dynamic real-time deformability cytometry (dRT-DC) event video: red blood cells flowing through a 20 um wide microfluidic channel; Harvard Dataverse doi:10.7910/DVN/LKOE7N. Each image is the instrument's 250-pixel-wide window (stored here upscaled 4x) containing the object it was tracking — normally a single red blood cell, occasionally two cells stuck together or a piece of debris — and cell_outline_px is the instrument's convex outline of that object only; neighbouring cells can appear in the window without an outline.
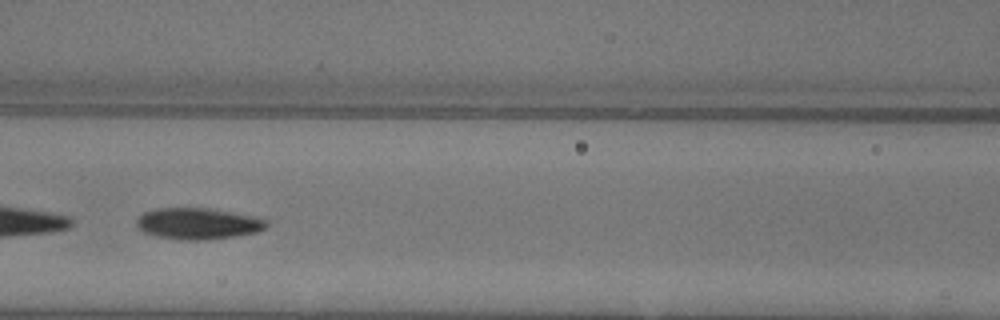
{"species": "common noctule bat (a hibernating species)", "species_latin": "Nyctalus noctula", "temperature_condition": "warm", "stored_images_in_passage": 36, "camera_frame_rate_fps": 3000, "um_per_image_px": 0.085, "animal": {"sex": "female"}, "frame": {"image": 1, "passage_image": 11, "time_ms": 3.333, "image_size_px": [1000, 320], "cell_outline_px": [[268, 224], [264, 228], [256, 232], [236, 236], [204, 240], [184, 240], [156, 236], [144, 232], [136, 228], [136, 220], [144, 212], [156, 208], [208, 208], [256, 216], [268, 220]], "centroid_in_image_um": [16.82, 19.0], "position_along_channel_um": 149.8, "area_um2": 23.81}, "authors_computed_cell_mechanics": {"area_um2": 23.4957, "velocity_mm_per_s": 4.04, "shape_relaxation_time_tau1_ms": 2.8559, "shape_relaxation_time_tau2_ms": 2.6176, "deformation_change_tau1": 0.1581, "deformation_change_tau2": 0.0658}}